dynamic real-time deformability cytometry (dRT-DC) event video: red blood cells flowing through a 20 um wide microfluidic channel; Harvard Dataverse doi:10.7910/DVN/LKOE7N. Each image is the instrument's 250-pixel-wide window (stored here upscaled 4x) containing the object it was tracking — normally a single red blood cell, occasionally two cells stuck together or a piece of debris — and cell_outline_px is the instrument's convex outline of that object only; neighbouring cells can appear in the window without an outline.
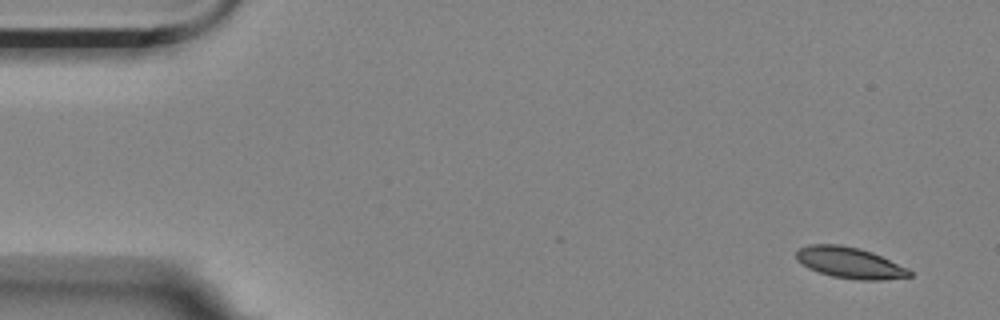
{"species": "Egyptian fruit bat (a non-hibernating species)", "species_latin": "Rousettus aegyptiacus", "temperature_condition": "room temperature", "stored_images_in_passage": 4, "camera_frame_rate_fps": 3000, "um_per_image_px": 0.085, "animal": {"sex": "female"}, "frame": {"image": 1, "passage_image": 1, "time_ms": 0.0, "image_size_px": [1000, 320], "cell_outline_px": [[912, 276], [884, 280], [856, 280], [832, 276], [808, 268], [796, 260], [796, 252], [800, 248], [808, 244], [840, 244], [860, 248], [872, 252], [908, 268], [912, 272]], "centroid_in_image_um": [72.23, 22.33], "position_along_channel_um": 12.8, "area_um2": 20.63}}